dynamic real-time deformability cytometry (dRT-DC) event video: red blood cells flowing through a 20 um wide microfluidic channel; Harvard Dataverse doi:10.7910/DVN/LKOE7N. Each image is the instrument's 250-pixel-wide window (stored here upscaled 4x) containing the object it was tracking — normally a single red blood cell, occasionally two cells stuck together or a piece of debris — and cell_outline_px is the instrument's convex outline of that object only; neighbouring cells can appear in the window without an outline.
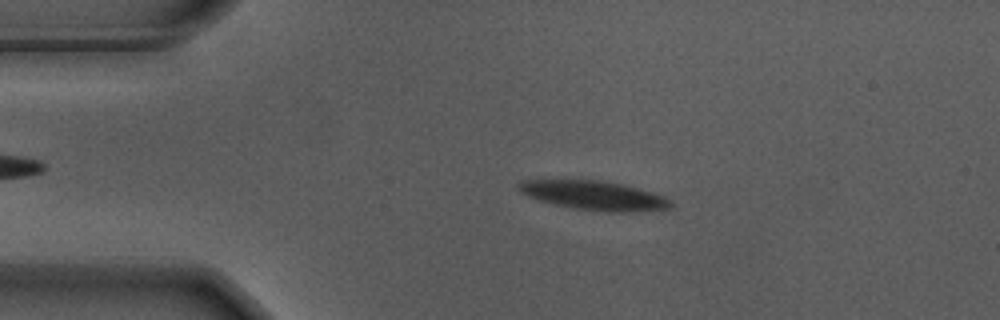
{"species": "Egyptian fruit bat (a non-hibernating species)", "species_latin": "Rousettus aegyptiacus", "temperature_condition": "warm", "stored_images_in_passage": 55, "camera_frame_rate_fps": 3000, "um_per_image_px": 0.085, "animal": {"sex": "male"}, "frame": {"image": 1, "passage_image": 11, "time_ms": 3.333, "image_size_px": [1000, 320], "cell_outline_px": [[672, 204], [668, 208], [632, 212], [608, 212], [572, 208], [540, 200], [528, 196], [520, 192], [516, 188], [516, 184], [520, 180], [600, 180], [624, 184], [652, 192], [664, 196]], "centroid_in_image_um": [50.45, 16.6], "position_along_channel_um": 34.6, "area_um2": 25.72}}
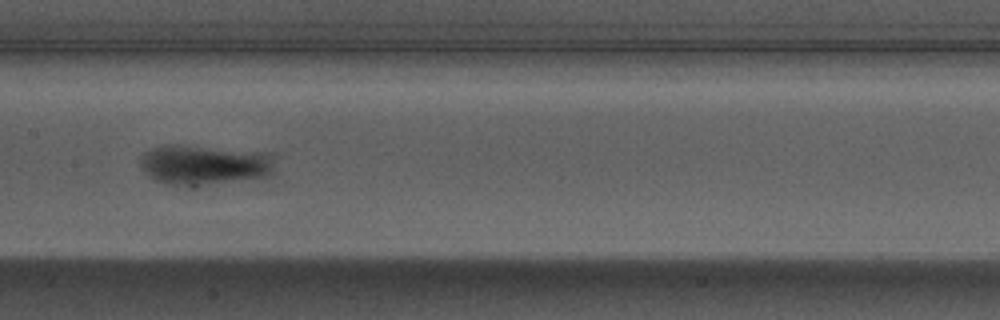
{"frame": {"image": 2, "passage_image": 27, "time_ms": 8.667, "image_size_px": [1000, 320], "cell_outline_px": [[276, 152], [272, 176], [196, 188], [188, 188], [164, 184], [148, 176], [144, 172], [140, 164], [140, 156], [144, 152], [152, 148], [164, 144], [176, 144]], "centroid_in_image_um": [17.43, 14.03], "position_along_channel_um": 190.0, "area_um2": 33.29}}
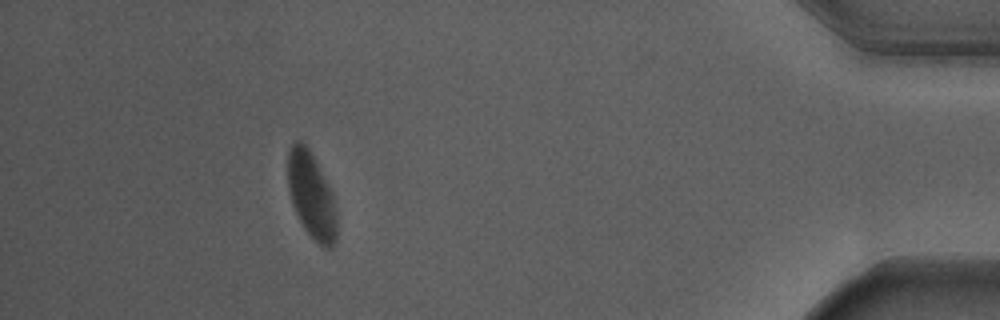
{"frame": {"image": 3, "passage_image": 50, "time_ms": 16.333, "image_size_px": [1000, 320], "cell_outline_px": [[336, 240], [332, 248], [324, 248], [304, 228], [292, 204], [288, 188], [288, 152], [292, 144], [296, 140], [300, 140], [308, 148], [332, 192], [336, 208]], "centroid_in_image_um": [26.47, 16.62], "position_along_channel_um": 408.7, "area_um2": 24.16}, "authors_computed_cell_mechanics": {"area_um2": 27.3972, "velocity_mm_per_s": 3.6376, "shape_relaxation_time_tau1_ms": 2.4925, "shape_relaxation_time_tau2_ms": 2.1188, "deformation_change_tau1": 0.1692, "deformation_change_tau2": 0.056}}